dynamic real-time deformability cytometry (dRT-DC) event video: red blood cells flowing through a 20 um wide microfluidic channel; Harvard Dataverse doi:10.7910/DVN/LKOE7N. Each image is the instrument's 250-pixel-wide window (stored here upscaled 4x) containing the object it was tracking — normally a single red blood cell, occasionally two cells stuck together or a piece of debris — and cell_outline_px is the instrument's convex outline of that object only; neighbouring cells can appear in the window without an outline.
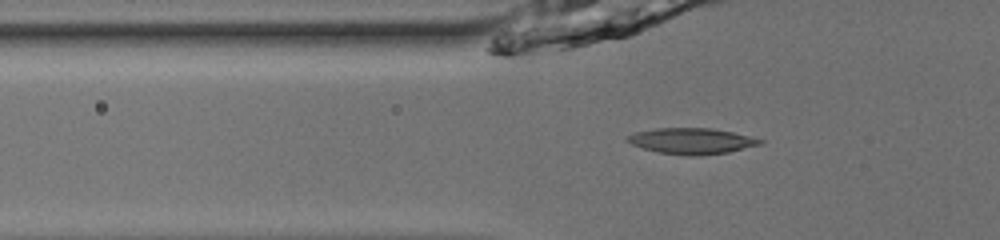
{"species": "common noctule bat (a hibernating species)", "species_latin": "Nyctalus noctula", "temperature_condition": "room temperature", "stored_images_in_passage": 37, "camera_frame_rate_fps": 3000, "um_per_image_px": 0.085, "animal": {"sex": "male", "body_mass_g": 13.0, "forearm_length_mm": 53.1}, "frame": {"image": 1, "passage_image": 16, "time_ms": 5.0, "image_size_px": [1000, 240], "cell_outline_px": [[764, 140], [760, 144], [728, 152], [700, 156], [688, 156], [660, 152], [644, 148], [632, 144], [624, 140], [624, 136], [636, 132], [656, 128], [712, 128], [732, 132]], "centroid_in_image_um": [58.74, 11.98], "position_along_channel_um": 67.1, "area_um2": 19.94}}
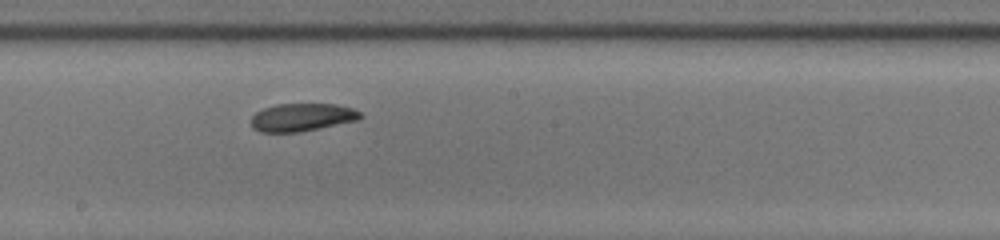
{"frame": {"image": 2, "passage_image": 28, "time_ms": 9.0, "image_size_px": [1000, 240], "cell_outline_px": [[364, 116], [360, 120], [300, 132], [260, 132], [252, 128], [252, 116], [256, 112], [264, 108], [276, 104], [336, 104], [352, 108], [360, 112]], "centroid_in_image_um": [25.7, 9.97], "position_along_channel_um": 222.5, "area_um2": 17.86}}
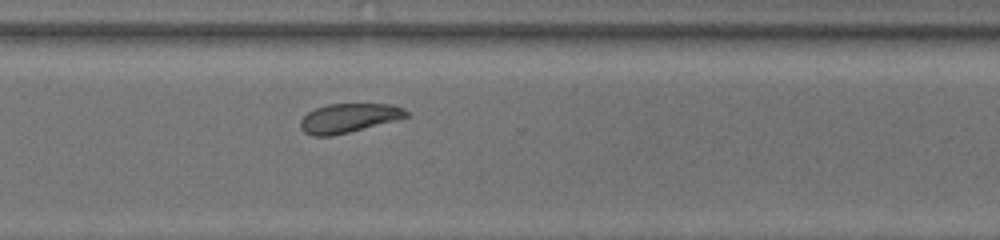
{"frame": {"image": 3, "passage_image": 37, "time_ms": 12.0, "image_size_px": [1000, 240], "cell_outline_px": [[412, 116], [400, 120], [332, 136], [312, 136], [304, 132], [300, 128], [300, 120], [308, 112], [316, 108], [328, 104], [388, 104], [404, 108]], "centroid_in_image_um": [29.68, 10.04], "position_along_channel_um": 340.9, "area_um2": 18.21}}